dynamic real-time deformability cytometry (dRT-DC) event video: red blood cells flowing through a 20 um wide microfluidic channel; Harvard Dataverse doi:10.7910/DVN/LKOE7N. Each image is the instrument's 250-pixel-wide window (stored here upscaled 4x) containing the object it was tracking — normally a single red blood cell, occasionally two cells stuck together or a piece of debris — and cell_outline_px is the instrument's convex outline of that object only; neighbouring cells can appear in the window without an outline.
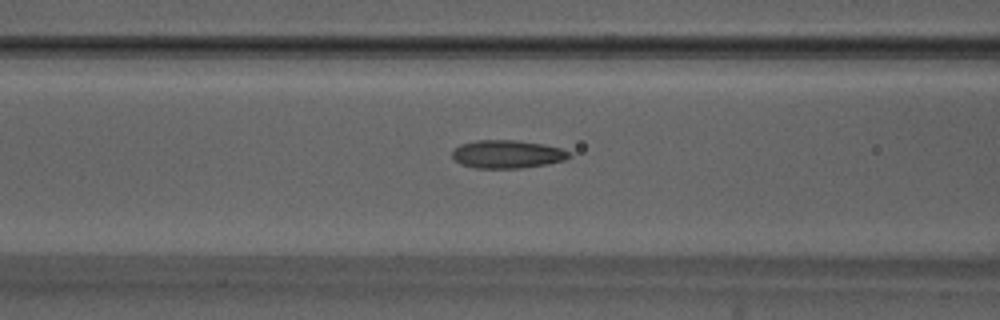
{"species": "Egyptian fruit bat (a non-hibernating species)", "species_latin": "Rousettus aegyptiacus", "temperature_condition": "warm", "stored_images_in_passage": 39, "camera_frame_rate_fps": 3000, "um_per_image_px": 0.085, "animal": {"sex": "male"}, "frame": {"image": 1, "passage_image": 7, "time_ms": 2.0, "image_size_px": [1000, 320], "cell_outline_px": [[572, 156], [564, 160], [548, 164], [520, 168], [476, 168], [460, 164], [452, 156], [452, 152], [460, 144], [476, 140], [516, 140], [544, 144], [560, 148], [572, 152]], "centroid_in_image_um": [43.14, 13.1], "position_along_channel_um": 123.5, "area_um2": 19.25}}
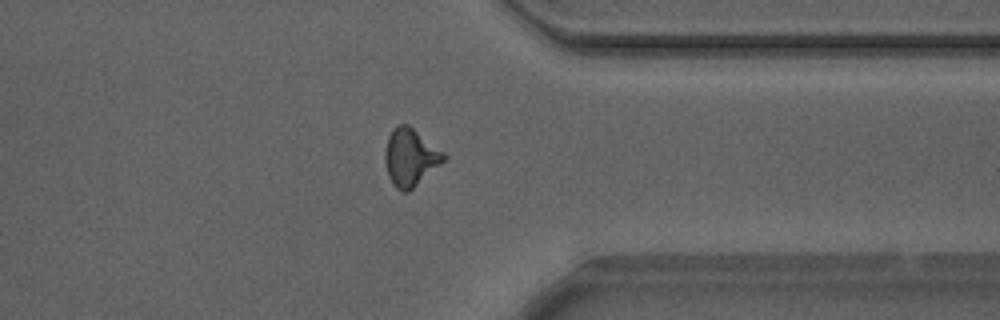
{"frame": {"image": 2, "passage_image": 27, "time_ms": 8.667, "image_size_px": [1000, 320], "cell_outline_px": [[448, 156], [440, 164], [408, 192], [404, 192], [396, 188], [392, 184], [388, 176], [384, 160], [384, 152], [388, 136], [392, 128], [396, 124], [408, 124], [444, 152]], "centroid_in_image_um": [34.85, 13.35], "position_along_channel_um": 376.6, "area_um2": 19.65}}
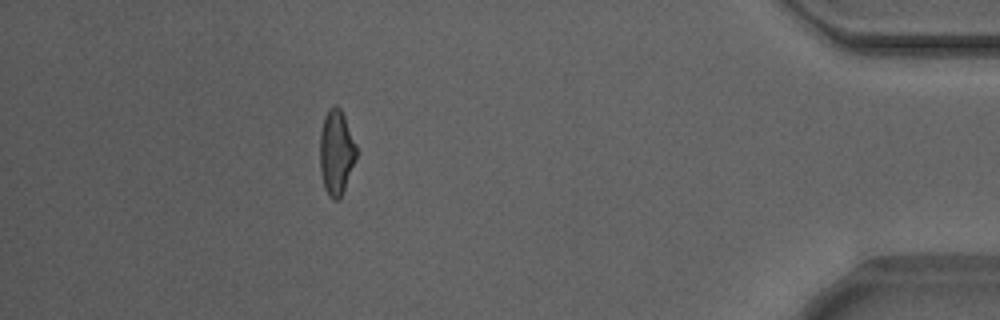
{"frame": {"image": 3, "passage_image": 33, "time_ms": 10.667, "image_size_px": [1000, 320], "cell_outline_px": [[356, 160], [340, 200], [332, 200], [328, 196], [324, 188], [320, 172], [320, 132], [324, 116], [328, 108], [336, 104], [340, 108], [344, 116], [356, 144]], "centroid_in_image_um": [28.57, 12.97], "position_along_channel_um": 406.6, "area_um2": 18.32}, "authors_computed_cell_mechanics": {"area_um2": 18.3804, "velocity_mm_per_s": 3.8762, "shape_relaxation_time_tau1_ms": 3.7393, "shape_relaxation_time_tau2_ms": 1.7277, "deformation_change_tau1": 0.1491, "deformation_change_tau2": 0.1139}}